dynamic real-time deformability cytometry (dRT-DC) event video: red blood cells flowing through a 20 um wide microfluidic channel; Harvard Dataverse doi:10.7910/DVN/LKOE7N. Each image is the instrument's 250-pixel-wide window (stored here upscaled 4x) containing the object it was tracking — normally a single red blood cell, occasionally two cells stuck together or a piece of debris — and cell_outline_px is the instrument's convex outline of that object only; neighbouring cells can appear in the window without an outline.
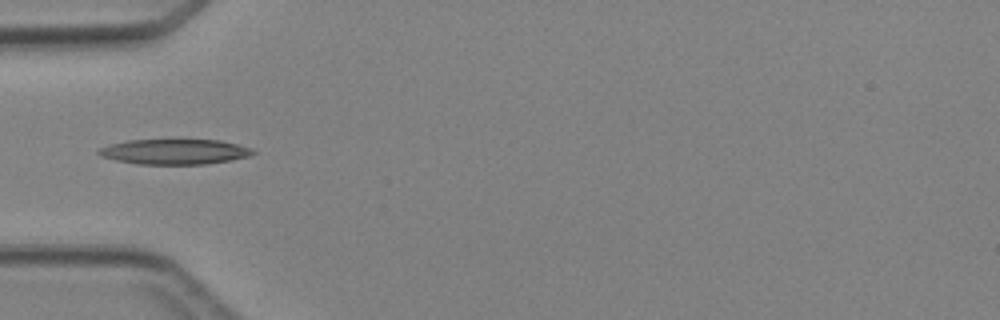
{"species": "Egyptian fruit bat (a non-hibernating species)", "species_latin": "Rousettus aegyptiacus", "temperature_condition": "cold", "stored_images_in_passage": 5, "camera_frame_rate_fps": 3000, "um_per_image_px": 0.085, "animal": {"sex": "female"}, "frame": {"image": 1, "passage_image": 4, "time_ms": 3.667, "image_size_px": [1000, 320], "cell_outline_px": [[256, 152], [248, 156], [232, 160], [208, 164], [136, 164], [116, 160], [100, 156], [96, 152], [100, 148], [108, 144], [128, 140], [220, 140], [252, 148]], "centroid_in_image_um": [14.82, 12.9], "position_along_channel_um": 70.2, "area_um2": 22.72}}
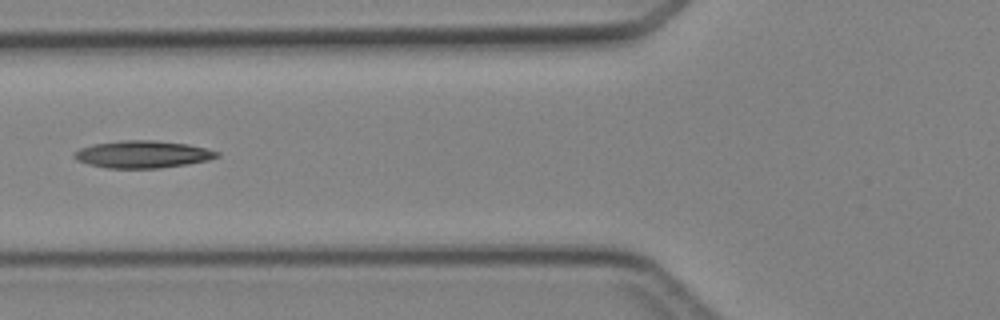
{"frame": {"image": 2, "passage_image": 5, "time_ms": 4.667, "image_size_px": [1000, 320], "cell_outline_px": [[220, 156], [208, 160], [188, 164], [160, 168], [108, 168], [88, 164], [76, 160], [72, 156], [72, 152], [80, 148], [92, 144], [124, 140], [156, 140], [188, 144], [220, 152]], "centroid_in_image_um": [12.1, 13.11], "position_along_channel_um": 113.7, "area_um2": 22.83}}